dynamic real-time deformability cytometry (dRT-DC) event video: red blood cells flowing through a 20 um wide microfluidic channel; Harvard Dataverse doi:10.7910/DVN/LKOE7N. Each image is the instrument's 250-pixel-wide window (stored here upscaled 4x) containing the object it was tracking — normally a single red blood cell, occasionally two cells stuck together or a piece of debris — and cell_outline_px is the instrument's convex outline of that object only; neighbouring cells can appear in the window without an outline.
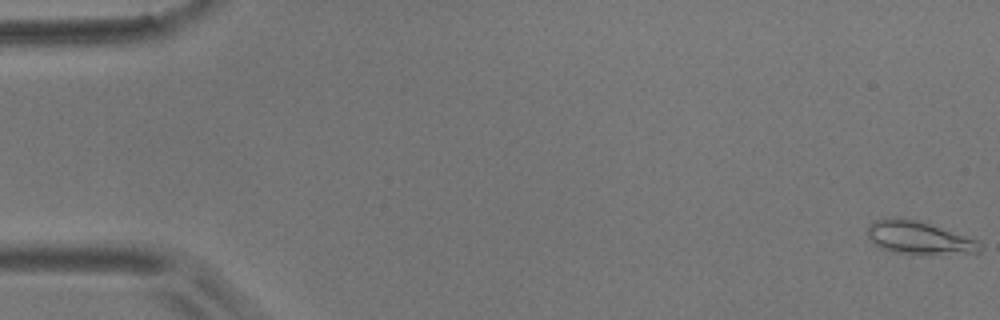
{"species": "common noctule bat (a hibernating species)", "species_latin": "Nyctalus noctula", "temperature_condition": "room temperature", "stored_images_in_passage": 6, "camera_frame_rate_fps": 3000, "um_per_image_px": 0.085, "animal": {"sex": "male", "body_mass_g": 17.9}, "frame": {"image": 1, "passage_image": 1, "time_ms": 0.0, "image_size_px": [1000, 320], "cell_outline_px": [[980, 252], [892, 252], [880, 248], [872, 244], [868, 236], [868, 224], [876, 220], [896, 216], [924, 220], [976, 240], [980, 244]], "centroid_in_image_um": [78.01, 20.13], "position_along_channel_um": 7.0, "area_um2": 21.21}}